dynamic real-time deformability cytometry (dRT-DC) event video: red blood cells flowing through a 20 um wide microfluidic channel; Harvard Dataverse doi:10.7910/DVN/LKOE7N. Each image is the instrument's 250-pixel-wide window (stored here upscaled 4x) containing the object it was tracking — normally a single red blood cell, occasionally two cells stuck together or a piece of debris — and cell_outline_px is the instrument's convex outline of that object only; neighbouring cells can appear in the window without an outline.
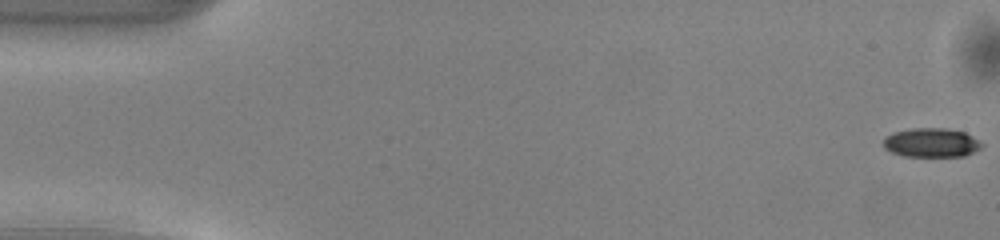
{"species": "common noctule bat (a hibernating species)", "species_latin": "Nyctalus noctula", "temperature_condition": "warm", "stored_images_in_passage": 50, "camera_frame_rate_fps": 3000, "um_per_image_px": 0.085, "animal": {"sex": "male", "body_mass_g": 13.0, "forearm_length_mm": 53.1}, "frame": {"image": 1, "passage_image": 1, "time_ms": 0.0, "image_size_px": [1000, 240], "cell_outline_px": [[984, 144], [980, 148], [964, 156], [904, 156], [892, 152], [884, 148], [884, 140], [892, 132], [912, 128], [944, 128], [964, 132]], "centroid_in_image_um": [79.15, 12.12], "position_along_channel_um": 5.8, "area_um2": 16.47}}
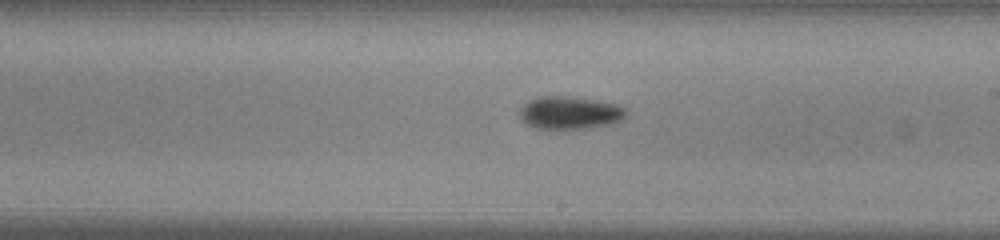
{"frame": {"image": 2, "passage_image": 29, "time_ms": 9.333, "image_size_px": [1000, 240], "cell_outline_px": [[628, 116], [612, 124], [588, 128], [552, 132], [536, 128], [524, 124], [520, 120], [520, 108], [524, 104], [540, 96], [568, 96], [596, 100], [616, 104], [628, 108]], "centroid_in_image_um": [48.43, 9.63], "position_along_channel_um": 240.6, "area_um2": 21.21}}
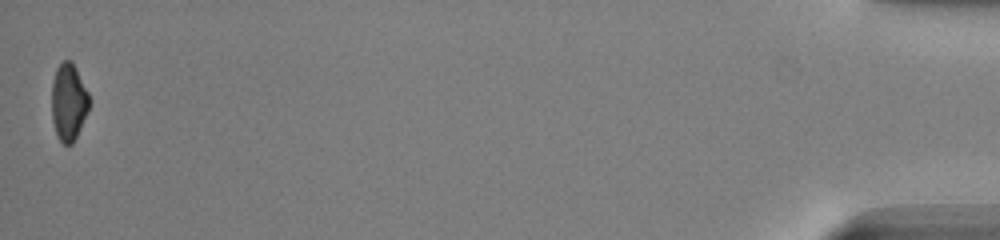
{"frame": {"image": 3, "passage_image": 50, "time_ms": 16.333, "image_size_px": [1000, 240], "cell_outline_px": [[88, 108], [80, 128], [72, 144], [64, 144], [56, 136], [52, 120], [52, 84], [56, 68], [64, 60], [72, 60], [88, 92]], "centroid_in_image_um": [5.81, 8.66], "position_along_channel_um": 429.4, "area_um2": 16.65}, "authors_computed_cell_mechanics": {"area_um2": 18.496, "velocity_mm_per_s": 4.1463, "shape_relaxation_time_tau1_ms": 2.3002, "shape_relaxation_time_tau2_ms": null, "deformation_change_tau1": 0.117, "deformation_change_tau2": null}}